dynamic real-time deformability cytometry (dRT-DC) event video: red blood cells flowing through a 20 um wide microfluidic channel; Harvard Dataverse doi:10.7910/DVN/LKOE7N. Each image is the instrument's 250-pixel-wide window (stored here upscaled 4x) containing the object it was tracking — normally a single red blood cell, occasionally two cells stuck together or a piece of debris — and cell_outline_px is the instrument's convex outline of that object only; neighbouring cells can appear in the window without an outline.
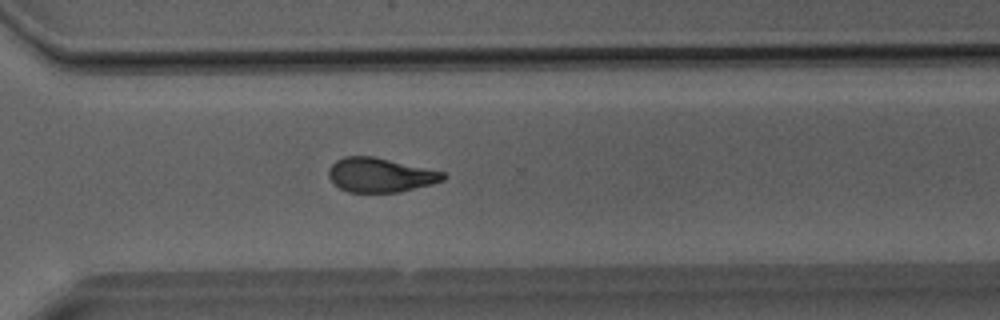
{"species": "Egyptian fruit bat (a non-hibernating species)", "species_latin": "Rousettus aegyptiacus", "temperature_condition": "room temperature", "stored_images_in_passage": 31, "camera_frame_rate_fps": 3000, "um_per_image_px": 0.085, "animal": {"sex": "male"}, "frame": {"image": 1, "passage_image": 22, "time_ms": 7.0, "image_size_px": [1000, 320], "cell_outline_px": [[448, 176], [444, 180], [432, 184], [400, 192], [348, 192], [332, 184], [328, 176], [328, 168], [336, 160], [344, 156], [372, 156], [444, 172]], "centroid_in_image_um": [32.29, 14.88], "position_along_channel_um": 338.3, "area_um2": 22.95}}
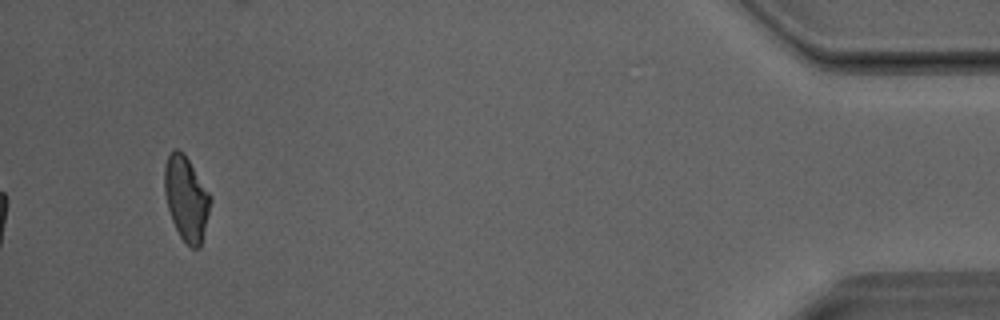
{"frame": {"image": 2, "passage_image": 31, "time_ms": 10.0, "image_size_px": [1000, 320], "cell_outline_px": [[212, 200], [200, 248], [192, 248], [180, 236], [172, 220], [168, 208], [164, 192], [164, 168], [168, 156], [176, 148], [184, 152], [212, 196]], "centroid_in_image_um": [15.84, 16.84], "position_along_channel_um": 419.4, "area_um2": 22.54}}